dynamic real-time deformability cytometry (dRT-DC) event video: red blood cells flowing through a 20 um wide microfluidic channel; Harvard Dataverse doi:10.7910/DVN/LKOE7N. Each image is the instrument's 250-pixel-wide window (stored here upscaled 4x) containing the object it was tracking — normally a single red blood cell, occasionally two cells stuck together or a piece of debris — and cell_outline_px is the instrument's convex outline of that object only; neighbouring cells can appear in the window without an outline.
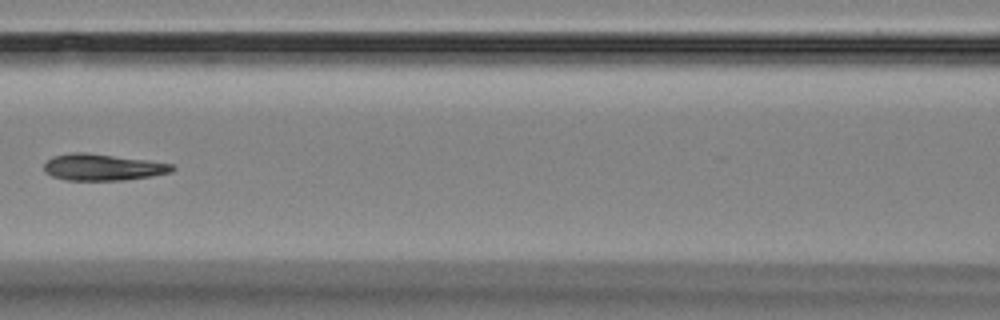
{"species": "Egyptian fruit bat (a non-hibernating species)", "species_latin": "Rousettus aegyptiacus", "temperature_condition": "room temperature", "stored_images_in_passage": 6, "camera_frame_rate_fps": 3000, "um_per_image_px": 0.085, "animal": {"sex": "female"}, "frame": {"image": 1, "passage_image": 6, "time_ms": 5.667, "image_size_px": [1000, 320], "cell_outline_px": [[176, 168], [172, 172], [152, 176], [124, 180], [64, 180], [52, 176], [44, 172], [44, 164], [52, 156], [72, 152], [84, 152], [144, 160], [172, 164]], "centroid_in_image_um": [8.69, 14.22], "position_along_channel_um": 157.9, "area_um2": 19.71}}